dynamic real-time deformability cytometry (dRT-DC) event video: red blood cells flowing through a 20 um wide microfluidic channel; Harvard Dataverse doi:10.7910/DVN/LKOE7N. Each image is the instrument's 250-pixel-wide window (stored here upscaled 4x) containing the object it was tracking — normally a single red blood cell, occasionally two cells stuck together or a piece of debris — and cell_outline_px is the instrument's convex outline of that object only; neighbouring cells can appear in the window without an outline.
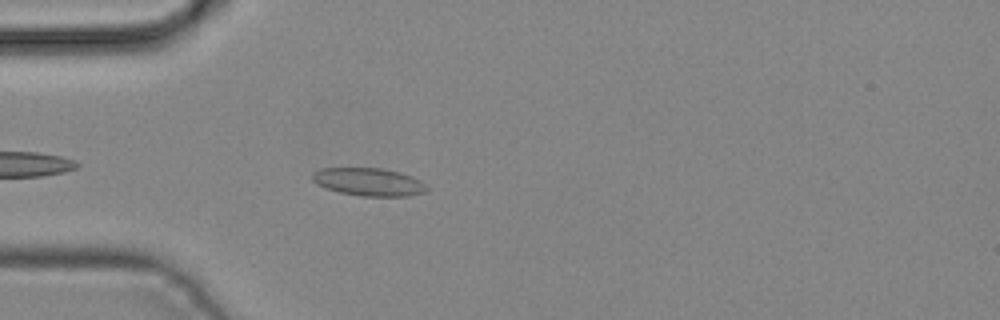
{"species": "common noctule bat (a hibernating species)", "species_latin": "Nyctalus noctula", "temperature_condition": "cold", "stored_images_in_passage": 23, "camera_frame_rate_fps": 3000, "um_per_image_px": 0.085, "animal": {"sex": "male", "body_mass_g": 19.2, "forearm_length_mm": 51.8}, "frame": {"image": 1, "passage_image": 3, "time_ms": 0.667, "image_size_px": [1000, 320], "cell_outline_px": [[428, 188], [424, 192], [408, 196], [360, 196], [340, 192], [324, 188], [316, 184], [312, 180], [312, 172], [320, 168], [380, 168], [400, 172], [412, 176], [420, 180]], "centroid_in_image_um": [31.3, 15.46], "position_along_channel_um": 53.7, "area_um2": 18.67}}
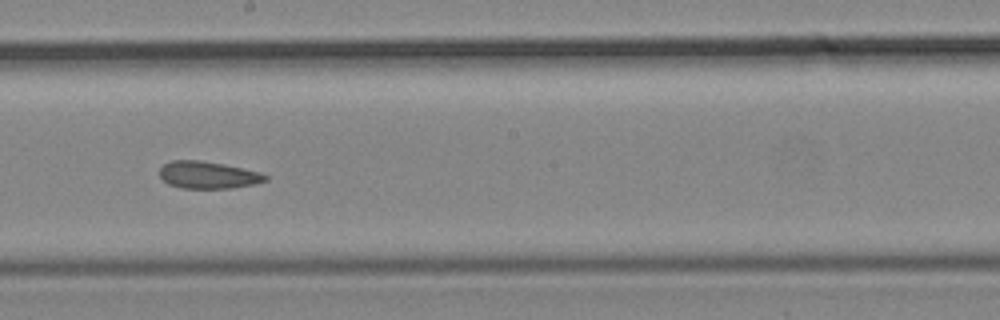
{"frame": {"image": 2, "passage_image": 15, "time_ms": 4.667, "image_size_px": [1000, 320], "cell_outline_px": [[268, 180], [256, 184], [232, 188], [180, 188], [168, 184], [160, 176], [160, 168], [164, 164], [172, 160], [200, 160], [224, 164], [260, 172], [268, 176]], "centroid_in_image_um": [17.7, 14.87], "position_along_channel_um": 230.5, "area_um2": 16.82}}
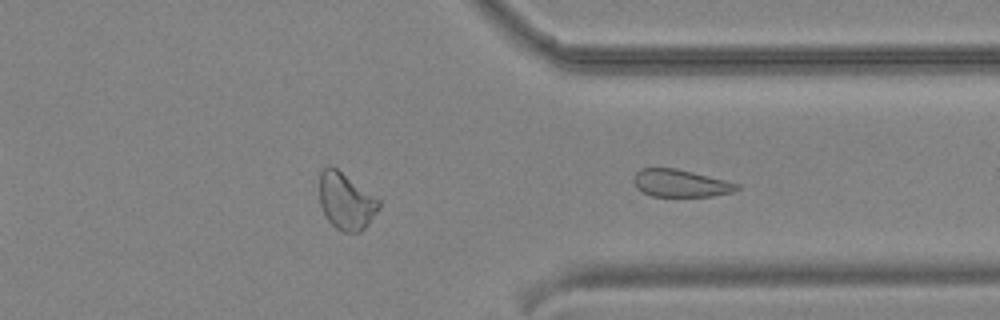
{"frame": {"image": 3, "passage_image": 23, "time_ms": 7.333, "image_size_px": [1000, 320], "cell_outline_px": [[740, 188], [732, 192], [712, 196], [652, 196], [636, 188], [632, 180], [632, 176], [640, 168], [676, 168], [740, 184]], "centroid_in_image_um": [57.8, 15.57], "position_along_channel_um": 353.6, "area_um2": 16.47}}